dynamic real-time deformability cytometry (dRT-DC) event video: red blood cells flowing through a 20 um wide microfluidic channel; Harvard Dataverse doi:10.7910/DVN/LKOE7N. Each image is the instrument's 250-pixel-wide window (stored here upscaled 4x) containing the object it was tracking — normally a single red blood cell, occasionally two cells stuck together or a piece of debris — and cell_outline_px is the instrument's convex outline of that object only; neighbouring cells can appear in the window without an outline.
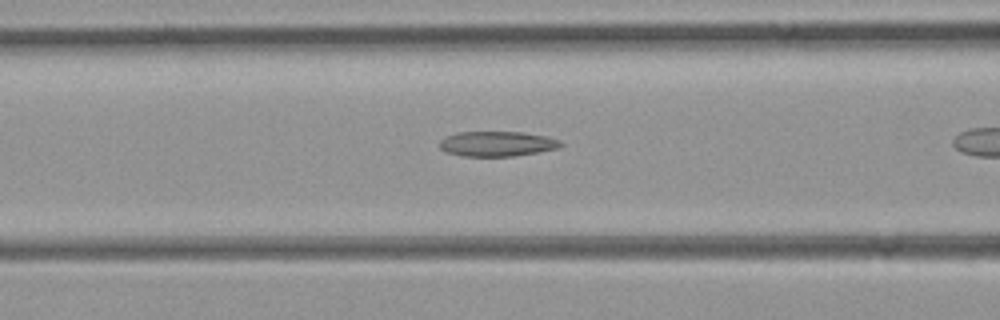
{"species": "common noctule bat (a hibernating species)", "species_latin": "Nyctalus noctula", "temperature_condition": "room temperature", "stored_images_in_passage": 24, "camera_frame_rate_fps": 3000, "um_per_image_px": 0.085, "animal": {"sex": "female", "body_mass_g": 21.9}, "frame": {"image": 1, "passage_image": 5, "time_ms": 1.333, "image_size_px": [1000, 320], "cell_outline_px": [[564, 144], [560, 148], [512, 156], [460, 156], [444, 152], [440, 148], [440, 140], [444, 136], [456, 132], [520, 132], [544, 136], [560, 140]], "centroid_in_image_um": [42.2, 12.22], "position_along_channel_um": 124.4, "area_um2": 17.74}}
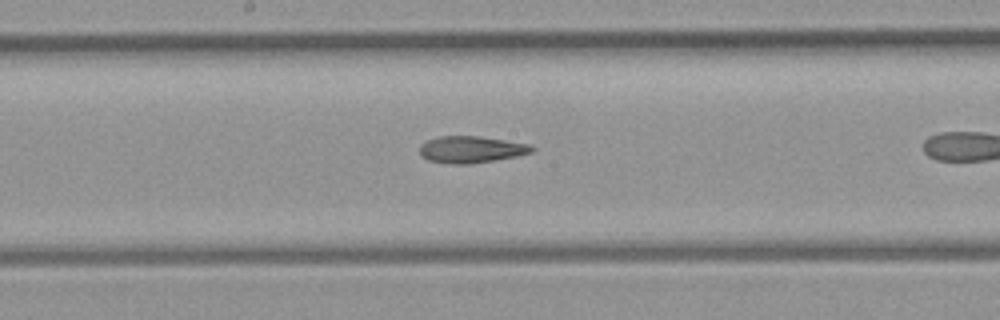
{"frame": {"image": 2, "passage_image": 11, "time_ms": 3.333, "image_size_px": [1000, 320], "cell_outline_px": [[536, 148], [532, 152], [516, 156], [472, 164], [452, 164], [428, 160], [420, 156], [420, 144], [428, 140], [440, 136], [476, 136], [504, 140], [528, 144]], "centroid_in_image_um": [40.02, 12.71], "position_along_channel_um": 208.2, "area_um2": 17.4}}
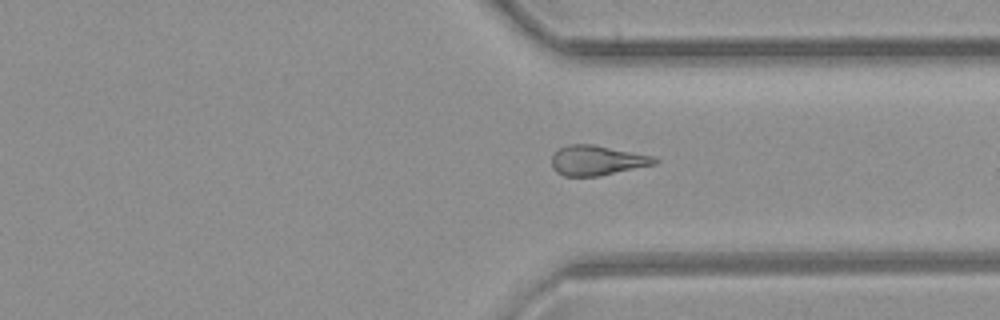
{"frame": {"image": 3, "passage_image": 22, "time_ms": 7.0, "image_size_px": [1000, 320], "cell_outline_px": [[660, 160], [656, 164], [600, 176], [564, 176], [556, 172], [552, 168], [552, 156], [560, 148], [568, 144], [592, 144], [652, 156]], "centroid_in_image_um": [50.74, 13.64], "position_along_channel_um": 360.7, "area_um2": 17.86}}